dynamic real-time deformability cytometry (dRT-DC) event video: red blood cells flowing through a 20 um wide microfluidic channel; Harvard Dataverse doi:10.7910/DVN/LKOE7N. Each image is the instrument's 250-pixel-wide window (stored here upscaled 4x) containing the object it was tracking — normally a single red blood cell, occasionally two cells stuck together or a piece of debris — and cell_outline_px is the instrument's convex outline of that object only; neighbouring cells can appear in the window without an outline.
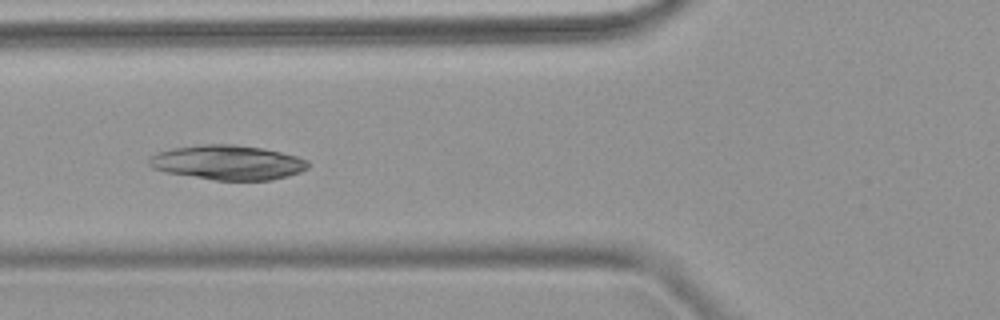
{"species": "common noctule bat (a hibernating species)", "species_latin": "Nyctalus noctula", "temperature_condition": "warm", "stored_images_in_passage": 8, "camera_frame_rate_fps": 3000, "um_per_image_px": 0.085, "animal": {"sex": "female", "body_mass_g": 18.4}, "frame": {"image": 1, "passage_image": 6, "time_ms": 6.333, "image_size_px": [1000, 320], "cell_outline_px": [[308, 168], [300, 172], [288, 176], [272, 180], [216, 180], [168, 172], [152, 168], [148, 164], [148, 156], [156, 152], [172, 148], [200, 144], [232, 144], [264, 148], [296, 156], [308, 160]], "centroid_in_image_um": [19.34, 13.8], "position_along_channel_um": 106.5, "area_um2": 32.14}}
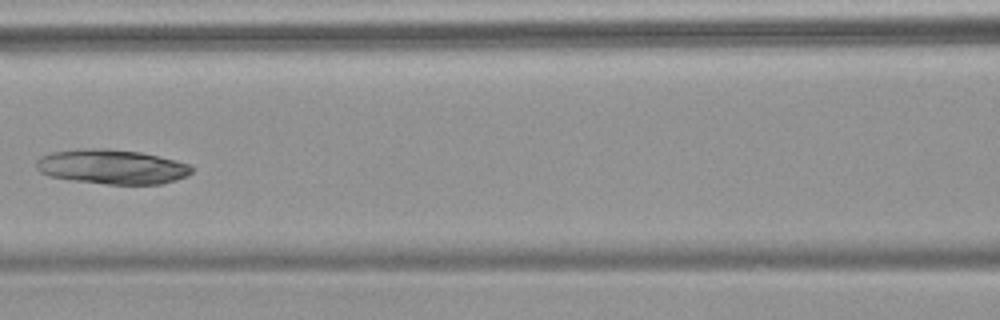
{"frame": {"image": 2, "passage_image": 7, "time_ms": 7.667, "image_size_px": [1000, 320], "cell_outline_px": [[192, 172], [188, 176], [176, 180], [160, 184], [108, 184], [72, 180], [48, 176], [40, 172], [36, 168], [36, 160], [40, 156], [52, 152], [92, 148], [104, 148], [140, 152], [176, 160], [192, 164]], "centroid_in_image_um": [9.53, 14.18], "position_along_channel_um": 157.1, "area_um2": 31.39}}